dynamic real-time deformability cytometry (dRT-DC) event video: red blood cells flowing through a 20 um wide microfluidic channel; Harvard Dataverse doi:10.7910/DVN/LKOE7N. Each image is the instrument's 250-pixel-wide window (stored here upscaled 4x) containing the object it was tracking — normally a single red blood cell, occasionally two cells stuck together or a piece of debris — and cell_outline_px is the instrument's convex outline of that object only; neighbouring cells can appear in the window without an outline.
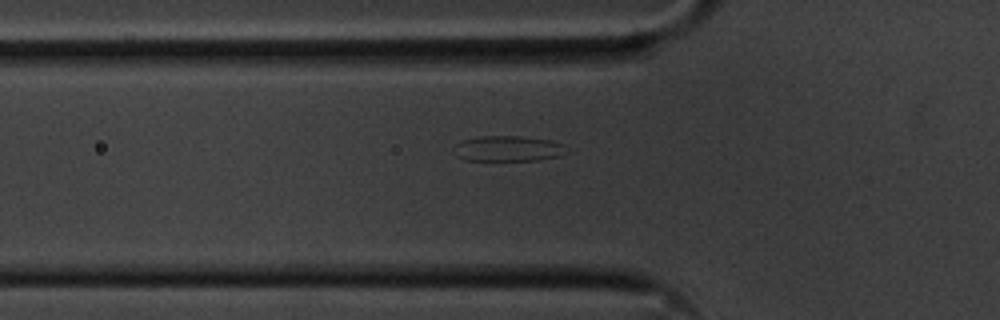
{"species": "common noctule bat (a hibernating species)", "species_latin": "Nyctalus noctula", "temperature_condition": "cold", "stored_images_in_passage": 39, "camera_frame_rate_fps": 3000, "um_per_image_px": 0.085, "animal": {"sex": "male", "body_mass_g": 20.1, "forearm_length_mm": 53.5}, "frame": {"image": 1, "passage_image": 2, "time_ms": 0.333, "image_size_px": [1000, 320], "cell_outline_px": [[572, 152], [560, 156], [540, 160], [464, 160], [456, 156], [456, 144], [460, 140], [480, 136], [520, 136], [552, 140], [564, 144]], "centroid_in_image_um": [43.28, 12.63], "position_along_channel_um": 82.5, "area_um2": 17.05}}
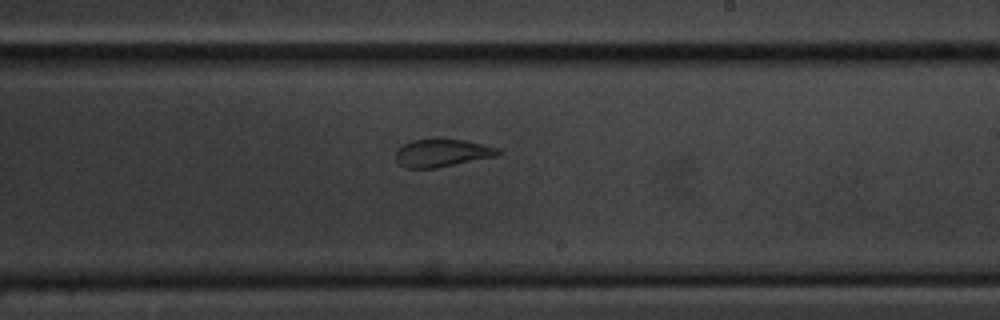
{"frame": {"image": 2, "passage_image": 16, "time_ms": 5.0, "image_size_px": [1000, 320], "cell_outline_px": [[504, 152], [496, 156], [436, 168], [404, 168], [396, 160], [396, 148], [412, 140], [464, 140], [484, 144], [500, 148]], "centroid_in_image_um": [37.6, 13.01], "position_along_channel_um": 251.4, "area_um2": 16.47}}
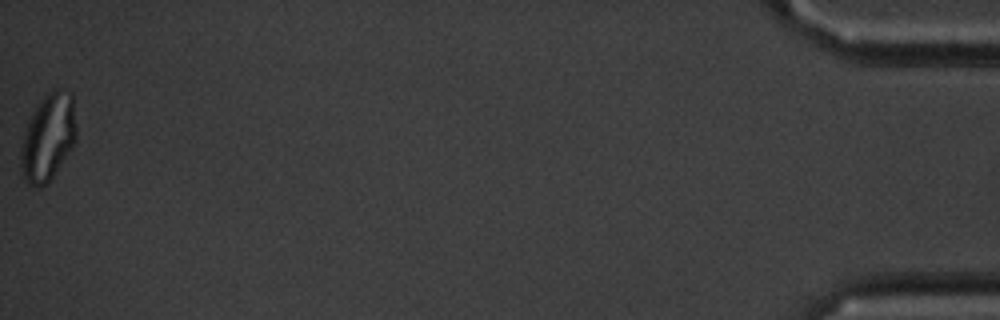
{"frame": {"image": 3, "passage_image": 39, "time_ms": 12.667, "image_size_px": [1000, 320], "cell_outline_px": [[76, 140], [72, 148], [48, 184], [40, 188], [36, 188], [28, 184], [24, 180], [20, 168], [20, 148], [28, 120], [32, 112], [40, 100], [48, 92], [56, 88], [72, 92], [76, 128]], "centroid_in_image_um": [4.08, 11.7], "position_along_channel_um": 431.1, "area_um2": 28.61}, "authors_computed_cell_mechanics": {"area_um2": 17.8024, "velocity_mm_per_s": 3.602, "shape_relaxation_time_tau1_ms": null, "shape_relaxation_time_tau2_ms": 1.2242, "deformation_change_tau1": null, "deformation_change_tau2": 0.0641}}